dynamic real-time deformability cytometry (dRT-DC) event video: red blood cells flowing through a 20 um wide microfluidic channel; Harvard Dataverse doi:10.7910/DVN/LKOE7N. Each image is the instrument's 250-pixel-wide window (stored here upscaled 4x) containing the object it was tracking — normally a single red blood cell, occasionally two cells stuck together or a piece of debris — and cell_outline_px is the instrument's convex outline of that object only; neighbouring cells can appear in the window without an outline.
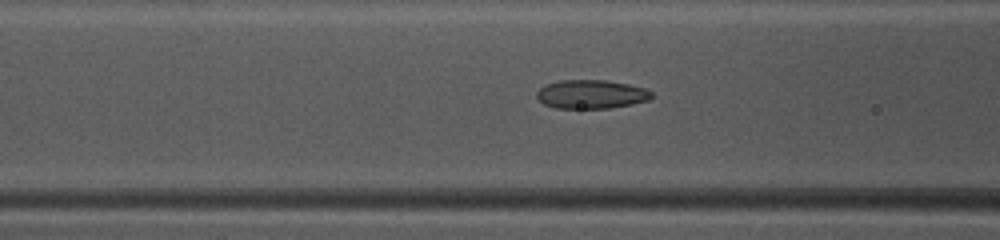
{"species": "common noctule bat (a hibernating species)", "species_latin": "Nyctalus noctula", "temperature_condition": "warm", "stored_images_in_passage": 49, "camera_frame_rate_fps": 3000, "um_per_image_px": 0.085, "animal": {"sex": "female", "body_mass_g": 10.0, "forearm_length_mm": 53.1}, "frame": {"image": 1, "passage_image": 20, "time_ms": 6.333, "image_size_px": [1000, 240], "cell_outline_px": [[652, 96], [648, 100], [632, 104], [608, 108], [556, 108], [544, 104], [536, 96], [536, 92], [544, 84], [560, 80], [604, 80], [628, 84], [644, 88], [652, 92]], "centroid_in_image_um": [50.22, 8.0], "position_along_channel_um": 116.4, "area_um2": 19.19}}
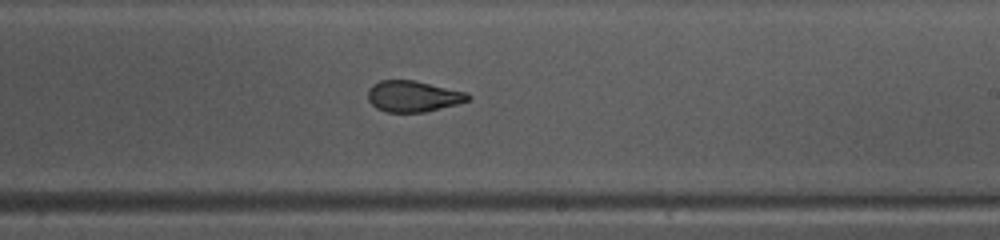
{"frame": {"image": 2, "passage_image": 30, "time_ms": 9.667, "image_size_px": [1000, 240], "cell_outline_px": [[472, 96], [468, 100], [456, 104], [424, 112], [388, 112], [376, 108], [368, 100], [368, 88], [372, 84], [380, 80], [416, 80], [468, 92]], "centroid_in_image_um": [35.11, 8.17], "position_along_channel_um": 253.9, "area_um2": 18.26}}
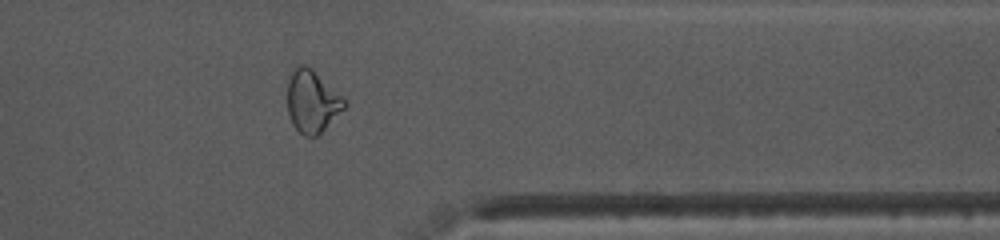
{"frame": {"image": 3, "passage_image": 40, "time_ms": 13.0, "image_size_px": [1000, 240], "cell_outline_px": [[348, 104], [316, 136], [304, 136], [292, 124], [288, 112], [288, 76], [300, 64], [304, 64], [312, 68], [344, 96]], "centroid_in_image_um": [26.54, 8.58], "position_along_channel_um": 384.9, "area_um2": 20.63}, "authors_computed_cell_mechanics": {"area_um2": 19.5942, "velocity_mm_per_s": 4.1169, "shape_relaxation_time_tau1_ms": 8.4651, "shape_relaxation_time_tau2_ms": 1.2431, "deformation_change_tau1": 0.2089, "deformation_change_tau2": 0.0706}}